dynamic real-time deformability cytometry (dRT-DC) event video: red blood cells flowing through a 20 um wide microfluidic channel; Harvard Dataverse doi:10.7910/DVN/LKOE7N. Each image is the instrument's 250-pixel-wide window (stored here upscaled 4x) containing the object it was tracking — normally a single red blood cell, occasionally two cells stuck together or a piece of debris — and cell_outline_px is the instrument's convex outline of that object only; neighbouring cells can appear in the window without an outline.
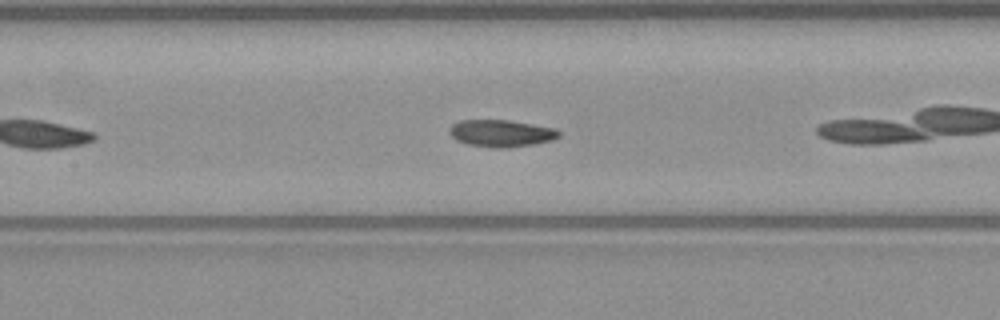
{"species": "common noctule bat (a hibernating species)", "species_latin": "Nyctalus noctula", "temperature_condition": "warm", "stored_images_in_passage": 40, "camera_frame_rate_fps": 3000, "um_per_image_px": 0.085, "animal": {"sex": "male", "body_mass_g": 23.1, "forearm_length_mm": 52.7}, "frame": {"image": 1, "passage_image": 12, "time_ms": 3.667, "image_size_px": [1000, 320], "cell_outline_px": [[560, 136], [552, 140], [532, 144], [504, 148], [496, 148], [468, 144], [456, 140], [448, 132], [448, 128], [452, 124], [460, 120], [508, 120], [556, 128], [560, 132]], "centroid_in_image_um": [42.58, 11.32], "position_along_channel_um": 164.8, "area_um2": 17.22}}
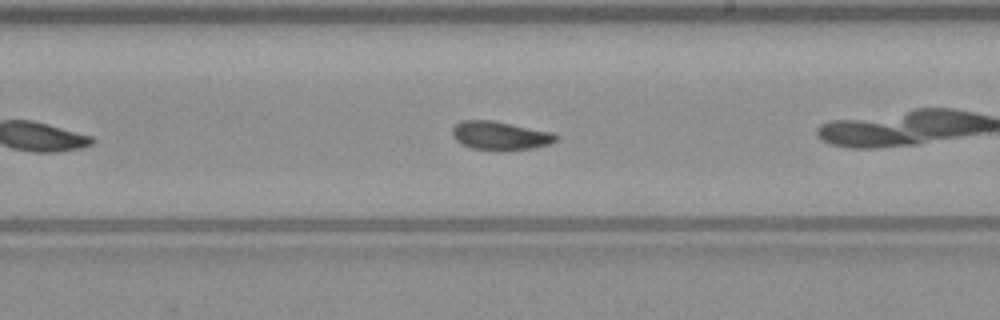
{"frame": {"image": 2, "passage_image": 18, "time_ms": 5.667, "image_size_px": [1000, 320], "cell_outline_px": [[556, 140], [548, 144], [532, 148], [496, 152], [492, 152], [472, 148], [456, 140], [452, 136], [452, 128], [460, 120], [492, 120], [552, 132], [556, 136]], "centroid_in_image_um": [42.46, 11.54], "position_along_channel_um": 246.5, "area_um2": 17.4}, "authors_computed_cell_mechanics": {"area_um2": 17.2533, "velocity_mm_per_s": 4.0935, "shape_relaxation_time_tau1_ms": 5.4506, "shape_relaxation_time_tau2_ms": 3.6607, "deformation_change_tau1": 0.1538, "deformation_change_tau2": 0.0727}}